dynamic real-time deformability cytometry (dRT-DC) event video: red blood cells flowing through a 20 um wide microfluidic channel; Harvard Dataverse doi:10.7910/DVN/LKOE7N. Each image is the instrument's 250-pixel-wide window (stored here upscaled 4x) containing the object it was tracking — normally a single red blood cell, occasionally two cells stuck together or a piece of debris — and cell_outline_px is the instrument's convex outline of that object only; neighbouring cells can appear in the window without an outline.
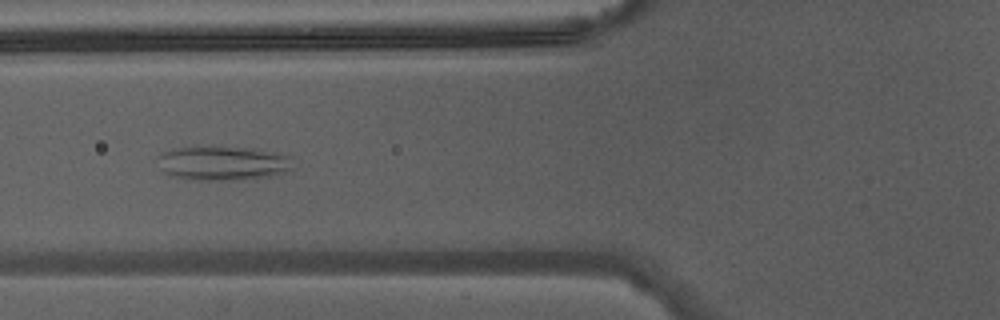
{"species": "Egyptian fruit bat (a non-hibernating species)", "species_latin": "Rousettus aegyptiacus", "temperature_condition": "warm", "stored_images_in_passage": 39, "camera_frame_rate_fps": 3000, "um_per_image_px": 0.085, "animal": {"sex": "male"}, "frame": {"image": 1, "passage_image": 12, "time_ms": 3.667, "image_size_px": [1000, 320], "cell_outline_px": [[296, 168], [288, 172], [276, 176], [252, 180], [184, 180], [172, 176], [164, 172], [160, 168], [156, 156], [172, 148], [256, 148], [276, 152], [292, 156]], "centroid_in_image_um": [19.06, 13.91], "position_along_channel_um": 106.7, "area_um2": 27.74}}
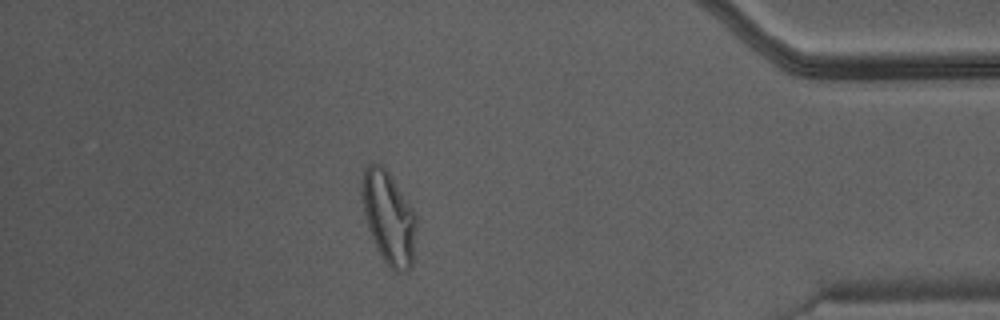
{"frame": {"image": 2, "passage_image": 34, "time_ms": 11.0, "image_size_px": [1000, 320], "cell_outline_px": [[416, 224], [412, 264], [408, 272], [396, 272], [380, 256], [368, 228], [364, 212], [360, 192], [360, 180], [364, 168], [368, 164], [380, 164], [388, 172], [416, 212]], "centroid_in_image_um": [33.02, 18.48], "position_along_channel_um": 402.2, "area_um2": 29.48}}